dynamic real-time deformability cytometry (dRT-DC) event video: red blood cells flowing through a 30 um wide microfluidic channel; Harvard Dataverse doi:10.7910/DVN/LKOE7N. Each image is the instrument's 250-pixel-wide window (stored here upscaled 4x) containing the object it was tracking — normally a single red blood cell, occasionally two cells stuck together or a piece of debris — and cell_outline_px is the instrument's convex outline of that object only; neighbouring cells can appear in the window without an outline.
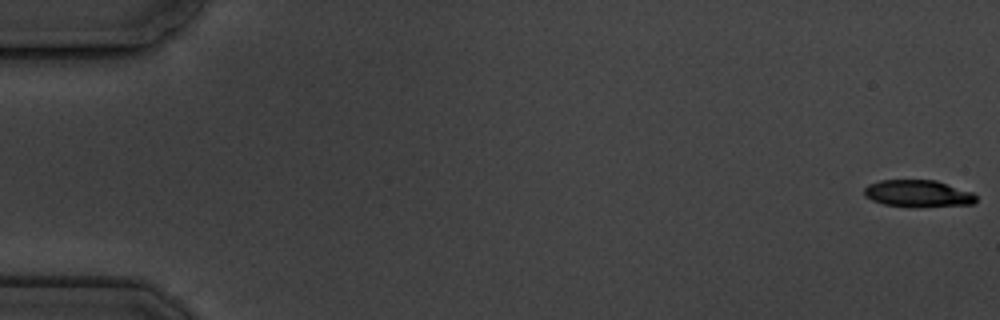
{"species": "common noctule bat (a hibernating species)", "species_latin": "Nyctalus noctula", "temperature_condition": "cold", "stored_images_in_passage": 11, "camera_frame_rate_fps": 3000, "um_per_image_px": 0.085, "animal": {"sex": "male", "body_mass_g": 19.5, "forearm_length_mm": 54.6}, "frame": {"image": 1, "passage_image": 1, "time_ms": 0.0, "image_size_px": [1000, 320], "cell_outline_px": [[976, 200], [972, 204], [916, 208], [912, 208], [884, 204], [872, 200], [864, 196], [864, 188], [868, 184], [880, 180], [936, 180], [972, 192], [976, 196]], "centroid_in_image_um": [78.01, 16.46], "position_along_channel_um": 7.0, "area_um2": 17.86}}
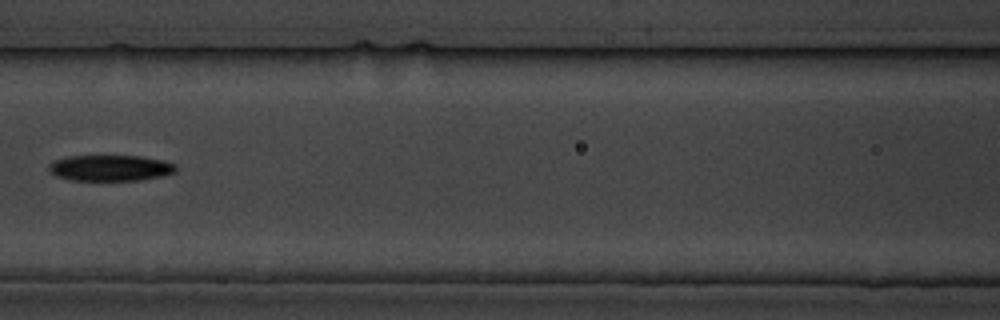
{"frame": {"image": 2, "passage_image": 8, "time_ms": 8.667, "image_size_px": [1000, 320], "cell_outline_px": [[176, 172], [160, 176], [140, 180], [72, 180], [56, 176], [48, 172], [48, 164], [52, 160], [68, 156], [140, 156], [164, 160], [176, 164]], "centroid_in_image_um": [9.34, 14.27], "position_along_channel_um": 157.3, "area_um2": 19.36}}
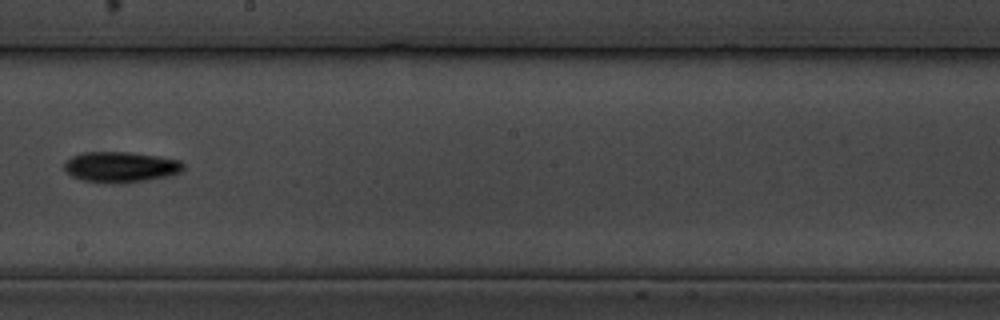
{"frame": {"image": 3, "passage_image": 10, "time_ms": 11.0, "image_size_px": [1000, 320], "cell_outline_px": [[184, 168], [180, 172], [168, 176], [124, 184], [104, 184], [80, 180], [64, 172], [64, 164], [72, 156], [84, 152], [128, 152], [156, 156], [180, 160], [184, 164]], "centroid_in_image_um": [10.22, 14.22], "position_along_channel_um": 238.0, "area_um2": 21.56}}